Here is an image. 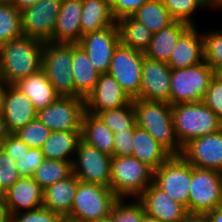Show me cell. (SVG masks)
I'll return each instance as SVG.
<instances>
[{
  "mask_svg": "<svg viewBox=\"0 0 222 222\" xmlns=\"http://www.w3.org/2000/svg\"><path fill=\"white\" fill-rule=\"evenodd\" d=\"M44 42L28 36L10 40L0 46V74L5 85L38 72L42 64Z\"/></svg>",
  "mask_w": 222,
  "mask_h": 222,
  "instance_id": "cell-1",
  "label": "cell"
},
{
  "mask_svg": "<svg viewBox=\"0 0 222 222\" xmlns=\"http://www.w3.org/2000/svg\"><path fill=\"white\" fill-rule=\"evenodd\" d=\"M133 104L136 125L147 130L171 155H181L183 147L175 135L171 105L138 98Z\"/></svg>",
  "mask_w": 222,
  "mask_h": 222,
  "instance_id": "cell-2",
  "label": "cell"
},
{
  "mask_svg": "<svg viewBox=\"0 0 222 222\" xmlns=\"http://www.w3.org/2000/svg\"><path fill=\"white\" fill-rule=\"evenodd\" d=\"M175 135L183 147L190 140L218 132L222 120L203 102L171 105Z\"/></svg>",
  "mask_w": 222,
  "mask_h": 222,
  "instance_id": "cell-3",
  "label": "cell"
},
{
  "mask_svg": "<svg viewBox=\"0 0 222 222\" xmlns=\"http://www.w3.org/2000/svg\"><path fill=\"white\" fill-rule=\"evenodd\" d=\"M154 170L132 156H113L110 189L118 198H138L153 182Z\"/></svg>",
  "mask_w": 222,
  "mask_h": 222,
  "instance_id": "cell-4",
  "label": "cell"
},
{
  "mask_svg": "<svg viewBox=\"0 0 222 222\" xmlns=\"http://www.w3.org/2000/svg\"><path fill=\"white\" fill-rule=\"evenodd\" d=\"M72 59L73 43L44 42L41 69L61 97H81L75 91L71 71Z\"/></svg>",
  "mask_w": 222,
  "mask_h": 222,
  "instance_id": "cell-5",
  "label": "cell"
},
{
  "mask_svg": "<svg viewBox=\"0 0 222 222\" xmlns=\"http://www.w3.org/2000/svg\"><path fill=\"white\" fill-rule=\"evenodd\" d=\"M118 199L110 187L78 180L72 208L66 218L77 222H94L108 217Z\"/></svg>",
  "mask_w": 222,
  "mask_h": 222,
  "instance_id": "cell-6",
  "label": "cell"
},
{
  "mask_svg": "<svg viewBox=\"0 0 222 222\" xmlns=\"http://www.w3.org/2000/svg\"><path fill=\"white\" fill-rule=\"evenodd\" d=\"M215 73L204 60L187 68L171 69L170 105L201 102Z\"/></svg>",
  "mask_w": 222,
  "mask_h": 222,
  "instance_id": "cell-7",
  "label": "cell"
},
{
  "mask_svg": "<svg viewBox=\"0 0 222 222\" xmlns=\"http://www.w3.org/2000/svg\"><path fill=\"white\" fill-rule=\"evenodd\" d=\"M222 207V173L192 166L188 212L208 213Z\"/></svg>",
  "mask_w": 222,
  "mask_h": 222,
  "instance_id": "cell-8",
  "label": "cell"
},
{
  "mask_svg": "<svg viewBox=\"0 0 222 222\" xmlns=\"http://www.w3.org/2000/svg\"><path fill=\"white\" fill-rule=\"evenodd\" d=\"M192 165L182 155H171L154 171L153 183L188 211Z\"/></svg>",
  "mask_w": 222,
  "mask_h": 222,
  "instance_id": "cell-9",
  "label": "cell"
},
{
  "mask_svg": "<svg viewBox=\"0 0 222 222\" xmlns=\"http://www.w3.org/2000/svg\"><path fill=\"white\" fill-rule=\"evenodd\" d=\"M145 54L119 43L113 52L108 74L116 79L131 100L140 93Z\"/></svg>",
  "mask_w": 222,
  "mask_h": 222,
  "instance_id": "cell-10",
  "label": "cell"
},
{
  "mask_svg": "<svg viewBox=\"0 0 222 222\" xmlns=\"http://www.w3.org/2000/svg\"><path fill=\"white\" fill-rule=\"evenodd\" d=\"M111 161L112 156L80 140L72 163L73 174L79 181L109 187Z\"/></svg>",
  "mask_w": 222,
  "mask_h": 222,
  "instance_id": "cell-11",
  "label": "cell"
},
{
  "mask_svg": "<svg viewBox=\"0 0 222 222\" xmlns=\"http://www.w3.org/2000/svg\"><path fill=\"white\" fill-rule=\"evenodd\" d=\"M85 100L59 96L48 107L37 111L38 118L51 131H81Z\"/></svg>",
  "mask_w": 222,
  "mask_h": 222,
  "instance_id": "cell-12",
  "label": "cell"
},
{
  "mask_svg": "<svg viewBox=\"0 0 222 222\" xmlns=\"http://www.w3.org/2000/svg\"><path fill=\"white\" fill-rule=\"evenodd\" d=\"M61 5L62 0H39L33 6L21 11L23 36L35 38L43 42H52L56 18Z\"/></svg>",
  "mask_w": 222,
  "mask_h": 222,
  "instance_id": "cell-13",
  "label": "cell"
},
{
  "mask_svg": "<svg viewBox=\"0 0 222 222\" xmlns=\"http://www.w3.org/2000/svg\"><path fill=\"white\" fill-rule=\"evenodd\" d=\"M120 43L117 23L102 30L82 35L78 45L88 55L93 67L100 73H108L115 48Z\"/></svg>",
  "mask_w": 222,
  "mask_h": 222,
  "instance_id": "cell-14",
  "label": "cell"
},
{
  "mask_svg": "<svg viewBox=\"0 0 222 222\" xmlns=\"http://www.w3.org/2000/svg\"><path fill=\"white\" fill-rule=\"evenodd\" d=\"M193 167L222 173V129L190 140L181 154Z\"/></svg>",
  "mask_w": 222,
  "mask_h": 222,
  "instance_id": "cell-15",
  "label": "cell"
},
{
  "mask_svg": "<svg viewBox=\"0 0 222 222\" xmlns=\"http://www.w3.org/2000/svg\"><path fill=\"white\" fill-rule=\"evenodd\" d=\"M1 116L8 133H15L37 116L31 100L14 85H4Z\"/></svg>",
  "mask_w": 222,
  "mask_h": 222,
  "instance_id": "cell-16",
  "label": "cell"
},
{
  "mask_svg": "<svg viewBox=\"0 0 222 222\" xmlns=\"http://www.w3.org/2000/svg\"><path fill=\"white\" fill-rule=\"evenodd\" d=\"M171 69L166 62L144 56L142 81L138 99L170 104Z\"/></svg>",
  "mask_w": 222,
  "mask_h": 222,
  "instance_id": "cell-17",
  "label": "cell"
},
{
  "mask_svg": "<svg viewBox=\"0 0 222 222\" xmlns=\"http://www.w3.org/2000/svg\"><path fill=\"white\" fill-rule=\"evenodd\" d=\"M137 199L143 204L146 216L162 222H181L188 213L185 206L176 202L153 182Z\"/></svg>",
  "mask_w": 222,
  "mask_h": 222,
  "instance_id": "cell-18",
  "label": "cell"
},
{
  "mask_svg": "<svg viewBox=\"0 0 222 222\" xmlns=\"http://www.w3.org/2000/svg\"><path fill=\"white\" fill-rule=\"evenodd\" d=\"M84 100L85 111L93 114L122 107L131 101L116 79L108 73L99 75L97 84Z\"/></svg>",
  "mask_w": 222,
  "mask_h": 222,
  "instance_id": "cell-19",
  "label": "cell"
},
{
  "mask_svg": "<svg viewBox=\"0 0 222 222\" xmlns=\"http://www.w3.org/2000/svg\"><path fill=\"white\" fill-rule=\"evenodd\" d=\"M4 204L10 214L43 206V189L32 176L20 177L8 190Z\"/></svg>",
  "mask_w": 222,
  "mask_h": 222,
  "instance_id": "cell-20",
  "label": "cell"
},
{
  "mask_svg": "<svg viewBox=\"0 0 222 222\" xmlns=\"http://www.w3.org/2000/svg\"><path fill=\"white\" fill-rule=\"evenodd\" d=\"M197 26H190L178 39L167 62L170 69H181L204 60V39Z\"/></svg>",
  "mask_w": 222,
  "mask_h": 222,
  "instance_id": "cell-21",
  "label": "cell"
},
{
  "mask_svg": "<svg viewBox=\"0 0 222 222\" xmlns=\"http://www.w3.org/2000/svg\"><path fill=\"white\" fill-rule=\"evenodd\" d=\"M81 14L82 0H62L61 9L56 18L52 42L78 44L82 37Z\"/></svg>",
  "mask_w": 222,
  "mask_h": 222,
  "instance_id": "cell-22",
  "label": "cell"
},
{
  "mask_svg": "<svg viewBox=\"0 0 222 222\" xmlns=\"http://www.w3.org/2000/svg\"><path fill=\"white\" fill-rule=\"evenodd\" d=\"M78 178L72 173L43 190V207L66 218L72 208Z\"/></svg>",
  "mask_w": 222,
  "mask_h": 222,
  "instance_id": "cell-23",
  "label": "cell"
},
{
  "mask_svg": "<svg viewBox=\"0 0 222 222\" xmlns=\"http://www.w3.org/2000/svg\"><path fill=\"white\" fill-rule=\"evenodd\" d=\"M13 85L31 100L36 111L48 107L59 97L42 69Z\"/></svg>",
  "mask_w": 222,
  "mask_h": 222,
  "instance_id": "cell-24",
  "label": "cell"
},
{
  "mask_svg": "<svg viewBox=\"0 0 222 222\" xmlns=\"http://www.w3.org/2000/svg\"><path fill=\"white\" fill-rule=\"evenodd\" d=\"M132 157L145 163L154 171L161 166L171 154L161 146L153 136L138 125L134 128Z\"/></svg>",
  "mask_w": 222,
  "mask_h": 222,
  "instance_id": "cell-25",
  "label": "cell"
},
{
  "mask_svg": "<svg viewBox=\"0 0 222 222\" xmlns=\"http://www.w3.org/2000/svg\"><path fill=\"white\" fill-rule=\"evenodd\" d=\"M114 132L103 123L97 114L84 112L81 140L109 156L114 155Z\"/></svg>",
  "mask_w": 222,
  "mask_h": 222,
  "instance_id": "cell-26",
  "label": "cell"
},
{
  "mask_svg": "<svg viewBox=\"0 0 222 222\" xmlns=\"http://www.w3.org/2000/svg\"><path fill=\"white\" fill-rule=\"evenodd\" d=\"M190 27L182 21H173L170 25L154 32L145 56L148 58L168 62L179 37Z\"/></svg>",
  "mask_w": 222,
  "mask_h": 222,
  "instance_id": "cell-27",
  "label": "cell"
},
{
  "mask_svg": "<svg viewBox=\"0 0 222 222\" xmlns=\"http://www.w3.org/2000/svg\"><path fill=\"white\" fill-rule=\"evenodd\" d=\"M80 140L81 131H51L50 136L40 149L45 159L73 163Z\"/></svg>",
  "mask_w": 222,
  "mask_h": 222,
  "instance_id": "cell-28",
  "label": "cell"
},
{
  "mask_svg": "<svg viewBox=\"0 0 222 222\" xmlns=\"http://www.w3.org/2000/svg\"><path fill=\"white\" fill-rule=\"evenodd\" d=\"M71 71L75 91L85 99L97 84L100 73L93 67L83 48L74 43Z\"/></svg>",
  "mask_w": 222,
  "mask_h": 222,
  "instance_id": "cell-29",
  "label": "cell"
},
{
  "mask_svg": "<svg viewBox=\"0 0 222 222\" xmlns=\"http://www.w3.org/2000/svg\"><path fill=\"white\" fill-rule=\"evenodd\" d=\"M114 18L109 0H82L80 25L82 35L102 30L114 25Z\"/></svg>",
  "mask_w": 222,
  "mask_h": 222,
  "instance_id": "cell-30",
  "label": "cell"
},
{
  "mask_svg": "<svg viewBox=\"0 0 222 222\" xmlns=\"http://www.w3.org/2000/svg\"><path fill=\"white\" fill-rule=\"evenodd\" d=\"M116 23L119 30L120 43L145 53L149 47L153 32L132 16L120 18Z\"/></svg>",
  "mask_w": 222,
  "mask_h": 222,
  "instance_id": "cell-31",
  "label": "cell"
},
{
  "mask_svg": "<svg viewBox=\"0 0 222 222\" xmlns=\"http://www.w3.org/2000/svg\"><path fill=\"white\" fill-rule=\"evenodd\" d=\"M131 16L153 33L160 31L174 21L162 0H148Z\"/></svg>",
  "mask_w": 222,
  "mask_h": 222,
  "instance_id": "cell-32",
  "label": "cell"
},
{
  "mask_svg": "<svg viewBox=\"0 0 222 222\" xmlns=\"http://www.w3.org/2000/svg\"><path fill=\"white\" fill-rule=\"evenodd\" d=\"M72 173V162L44 159L40 166L34 171L32 177L44 190L48 186L70 176Z\"/></svg>",
  "mask_w": 222,
  "mask_h": 222,
  "instance_id": "cell-33",
  "label": "cell"
},
{
  "mask_svg": "<svg viewBox=\"0 0 222 222\" xmlns=\"http://www.w3.org/2000/svg\"><path fill=\"white\" fill-rule=\"evenodd\" d=\"M174 21H182L190 26H196L195 14L200 11L213 9L210 0H162ZM205 8V9H204ZM194 15V17H193Z\"/></svg>",
  "mask_w": 222,
  "mask_h": 222,
  "instance_id": "cell-34",
  "label": "cell"
},
{
  "mask_svg": "<svg viewBox=\"0 0 222 222\" xmlns=\"http://www.w3.org/2000/svg\"><path fill=\"white\" fill-rule=\"evenodd\" d=\"M97 115L114 133L134 130L136 126L133 100L122 107L98 112Z\"/></svg>",
  "mask_w": 222,
  "mask_h": 222,
  "instance_id": "cell-35",
  "label": "cell"
},
{
  "mask_svg": "<svg viewBox=\"0 0 222 222\" xmlns=\"http://www.w3.org/2000/svg\"><path fill=\"white\" fill-rule=\"evenodd\" d=\"M22 36L20 11L10 1L0 3V46Z\"/></svg>",
  "mask_w": 222,
  "mask_h": 222,
  "instance_id": "cell-36",
  "label": "cell"
},
{
  "mask_svg": "<svg viewBox=\"0 0 222 222\" xmlns=\"http://www.w3.org/2000/svg\"><path fill=\"white\" fill-rule=\"evenodd\" d=\"M204 61L216 72L222 73V28L202 31Z\"/></svg>",
  "mask_w": 222,
  "mask_h": 222,
  "instance_id": "cell-37",
  "label": "cell"
},
{
  "mask_svg": "<svg viewBox=\"0 0 222 222\" xmlns=\"http://www.w3.org/2000/svg\"><path fill=\"white\" fill-rule=\"evenodd\" d=\"M119 198L113 206L111 217L114 222H143L146 214L143 204L137 199Z\"/></svg>",
  "mask_w": 222,
  "mask_h": 222,
  "instance_id": "cell-38",
  "label": "cell"
},
{
  "mask_svg": "<svg viewBox=\"0 0 222 222\" xmlns=\"http://www.w3.org/2000/svg\"><path fill=\"white\" fill-rule=\"evenodd\" d=\"M50 133L51 130L38 118H35L14 134H16L29 148H41L50 136Z\"/></svg>",
  "mask_w": 222,
  "mask_h": 222,
  "instance_id": "cell-39",
  "label": "cell"
},
{
  "mask_svg": "<svg viewBox=\"0 0 222 222\" xmlns=\"http://www.w3.org/2000/svg\"><path fill=\"white\" fill-rule=\"evenodd\" d=\"M45 157L40 148H29L25 152L16 157V167L19 175L32 176L34 171L44 161Z\"/></svg>",
  "mask_w": 222,
  "mask_h": 222,
  "instance_id": "cell-40",
  "label": "cell"
},
{
  "mask_svg": "<svg viewBox=\"0 0 222 222\" xmlns=\"http://www.w3.org/2000/svg\"><path fill=\"white\" fill-rule=\"evenodd\" d=\"M222 120V73H215L202 100Z\"/></svg>",
  "mask_w": 222,
  "mask_h": 222,
  "instance_id": "cell-41",
  "label": "cell"
},
{
  "mask_svg": "<svg viewBox=\"0 0 222 222\" xmlns=\"http://www.w3.org/2000/svg\"><path fill=\"white\" fill-rule=\"evenodd\" d=\"M63 217L43 206L12 215V222H62Z\"/></svg>",
  "mask_w": 222,
  "mask_h": 222,
  "instance_id": "cell-42",
  "label": "cell"
},
{
  "mask_svg": "<svg viewBox=\"0 0 222 222\" xmlns=\"http://www.w3.org/2000/svg\"><path fill=\"white\" fill-rule=\"evenodd\" d=\"M21 176L16 167V160L8 156L0 147V182L8 190Z\"/></svg>",
  "mask_w": 222,
  "mask_h": 222,
  "instance_id": "cell-43",
  "label": "cell"
},
{
  "mask_svg": "<svg viewBox=\"0 0 222 222\" xmlns=\"http://www.w3.org/2000/svg\"><path fill=\"white\" fill-rule=\"evenodd\" d=\"M111 11L116 19L131 16L148 0H109Z\"/></svg>",
  "mask_w": 222,
  "mask_h": 222,
  "instance_id": "cell-44",
  "label": "cell"
},
{
  "mask_svg": "<svg viewBox=\"0 0 222 222\" xmlns=\"http://www.w3.org/2000/svg\"><path fill=\"white\" fill-rule=\"evenodd\" d=\"M134 130H125L114 133V155L131 156L133 149Z\"/></svg>",
  "mask_w": 222,
  "mask_h": 222,
  "instance_id": "cell-45",
  "label": "cell"
},
{
  "mask_svg": "<svg viewBox=\"0 0 222 222\" xmlns=\"http://www.w3.org/2000/svg\"><path fill=\"white\" fill-rule=\"evenodd\" d=\"M12 159L21 156L29 147L14 133H8L0 146Z\"/></svg>",
  "mask_w": 222,
  "mask_h": 222,
  "instance_id": "cell-46",
  "label": "cell"
},
{
  "mask_svg": "<svg viewBox=\"0 0 222 222\" xmlns=\"http://www.w3.org/2000/svg\"><path fill=\"white\" fill-rule=\"evenodd\" d=\"M181 222H210V218L207 213L188 212Z\"/></svg>",
  "mask_w": 222,
  "mask_h": 222,
  "instance_id": "cell-47",
  "label": "cell"
},
{
  "mask_svg": "<svg viewBox=\"0 0 222 222\" xmlns=\"http://www.w3.org/2000/svg\"><path fill=\"white\" fill-rule=\"evenodd\" d=\"M20 12L27 7L33 6L39 0H9Z\"/></svg>",
  "mask_w": 222,
  "mask_h": 222,
  "instance_id": "cell-48",
  "label": "cell"
},
{
  "mask_svg": "<svg viewBox=\"0 0 222 222\" xmlns=\"http://www.w3.org/2000/svg\"><path fill=\"white\" fill-rule=\"evenodd\" d=\"M0 222H12V215L6 208L4 202H0Z\"/></svg>",
  "mask_w": 222,
  "mask_h": 222,
  "instance_id": "cell-49",
  "label": "cell"
},
{
  "mask_svg": "<svg viewBox=\"0 0 222 222\" xmlns=\"http://www.w3.org/2000/svg\"><path fill=\"white\" fill-rule=\"evenodd\" d=\"M207 214L210 218V222H222V207L219 209L210 211Z\"/></svg>",
  "mask_w": 222,
  "mask_h": 222,
  "instance_id": "cell-50",
  "label": "cell"
},
{
  "mask_svg": "<svg viewBox=\"0 0 222 222\" xmlns=\"http://www.w3.org/2000/svg\"><path fill=\"white\" fill-rule=\"evenodd\" d=\"M8 132L6 131L5 128V123L2 119L1 113H0V146L2 142L6 139Z\"/></svg>",
  "mask_w": 222,
  "mask_h": 222,
  "instance_id": "cell-51",
  "label": "cell"
},
{
  "mask_svg": "<svg viewBox=\"0 0 222 222\" xmlns=\"http://www.w3.org/2000/svg\"><path fill=\"white\" fill-rule=\"evenodd\" d=\"M210 3L213 9L222 11V0H210Z\"/></svg>",
  "mask_w": 222,
  "mask_h": 222,
  "instance_id": "cell-52",
  "label": "cell"
},
{
  "mask_svg": "<svg viewBox=\"0 0 222 222\" xmlns=\"http://www.w3.org/2000/svg\"><path fill=\"white\" fill-rule=\"evenodd\" d=\"M5 196H6V190L3 188L0 182V202H4Z\"/></svg>",
  "mask_w": 222,
  "mask_h": 222,
  "instance_id": "cell-53",
  "label": "cell"
},
{
  "mask_svg": "<svg viewBox=\"0 0 222 222\" xmlns=\"http://www.w3.org/2000/svg\"><path fill=\"white\" fill-rule=\"evenodd\" d=\"M94 222H114V219L109 215L108 217L99 219V220L94 221Z\"/></svg>",
  "mask_w": 222,
  "mask_h": 222,
  "instance_id": "cell-54",
  "label": "cell"
},
{
  "mask_svg": "<svg viewBox=\"0 0 222 222\" xmlns=\"http://www.w3.org/2000/svg\"><path fill=\"white\" fill-rule=\"evenodd\" d=\"M143 222H162V221H160L158 219L151 218L149 216H145Z\"/></svg>",
  "mask_w": 222,
  "mask_h": 222,
  "instance_id": "cell-55",
  "label": "cell"
},
{
  "mask_svg": "<svg viewBox=\"0 0 222 222\" xmlns=\"http://www.w3.org/2000/svg\"><path fill=\"white\" fill-rule=\"evenodd\" d=\"M4 83L2 82L0 84V113H1V97H2V92H3V89H4Z\"/></svg>",
  "mask_w": 222,
  "mask_h": 222,
  "instance_id": "cell-56",
  "label": "cell"
},
{
  "mask_svg": "<svg viewBox=\"0 0 222 222\" xmlns=\"http://www.w3.org/2000/svg\"><path fill=\"white\" fill-rule=\"evenodd\" d=\"M62 222H77V221L70 220V219H68V218H64Z\"/></svg>",
  "mask_w": 222,
  "mask_h": 222,
  "instance_id": "cell-57",
  "label": "cell"
},
{
  "mask_svg": "<svg viewBox=\"0 0 222 222\" xmlns=\"http://www.w3.org/2000/svg\"><path fill=\"white\" fill-rule=\"evenodd\" d=\"M9 0H0V3L8 2Z\"/></svg>",
  "mask_w": 222,
  "mask_h": 222,
  "instance_id": "cell-58",
  "label": "cell"
}]
</instances>
